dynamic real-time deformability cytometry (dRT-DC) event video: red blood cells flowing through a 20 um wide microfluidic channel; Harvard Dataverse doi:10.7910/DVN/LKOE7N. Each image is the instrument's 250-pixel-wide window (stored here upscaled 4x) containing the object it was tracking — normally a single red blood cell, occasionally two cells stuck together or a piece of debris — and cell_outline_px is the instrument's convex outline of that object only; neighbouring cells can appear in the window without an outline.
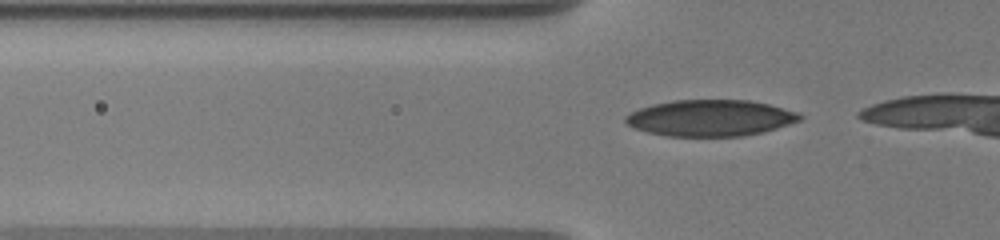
{"species": "human", "species_latin": "Homo sapiens", "temperature_condition": "warm", "stored_images_in_passage": 22, "camera_frame_rate_fps": 3000, "um_per_image_px": 0.085, "donor": {"sex": "male"}, "frame": {"image": 1, "passage_image": 17, "time_ms": 4.333, "image_size_px": [1000, 240], "cell_outline_px": [[804, 116], [800, 120], [776, 128], [744, 136], [668, 136], [648, 132], [632, 128], [624, 120], [624, 116], [640, 108], [652, 104], [672, 100], [748, 100], [768, 104], [800, 112]], "centroid_in_image_um": [60.37, 10.02], "position_along_channel_um": 65.4, "area_um2": 36.88}}